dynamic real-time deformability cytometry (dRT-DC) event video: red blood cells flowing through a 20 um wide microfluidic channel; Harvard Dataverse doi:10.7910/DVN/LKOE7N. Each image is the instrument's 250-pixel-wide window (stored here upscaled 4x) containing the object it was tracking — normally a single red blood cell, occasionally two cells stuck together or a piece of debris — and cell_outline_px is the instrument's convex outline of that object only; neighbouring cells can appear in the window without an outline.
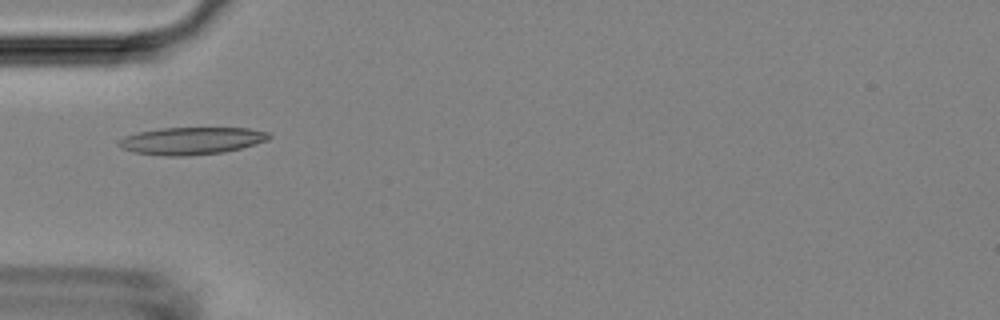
{"species": "Egyptian fruit bat (a non-hibernating species)", "species_latin": "Rousettus aegyptiacus", "temperature_condition": "room temperature", "stored_images_in_passage": 5, "camera_frame_rate_fps": 3000, "um_per_image_px": 0.085, "animal": {"sex": "female"}, "frame": {"image": 1, "passage_image": 5, "time_ms": 4.667, "image_size_px": [1000, 320], "cell_outline_px": [[272, 136], [268, 140], [256, 144], [224, 152], [188, 156], [164, 156], [132, 152], [120, 148], [116, 144], [116, 140], [124, 136], [140, 132], [160, 128], [248, 128], [268, 132]], "centroid_in_image_um": [16.23, 11.97], "position_along_channel_um": 68.8, "area_um2": 24.16}}